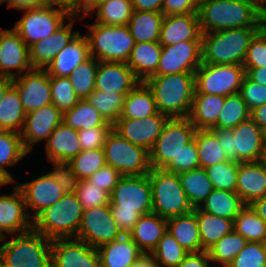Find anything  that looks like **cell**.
Masks as SVG:
<instances>
[{"mask_svg":"<svg viewBox=\"0 0 266 267\" xmlns=\"http://www.w3.org/2000/svg\"><path fill=\"white\" fill-rule=\"evenodd\" d=\"M106 164L123 176H143L150 172L149 151L123 138L113 128L103 146Z\"/></svg>","mask_w":266,"mask_h":267,"instance_id":"cell-10","label":"cell"},{"mask_svg":"<svg viewBox=\"0 0 266 267\" xmlns=\"http://www.w3.org/2000/svg\"><path fill=\"white\" fill-rule=\"evenodd\" d=\"M239 94L250 111L266 104V86L252 81L246 74L243 78Z\"/></svg>","mask_w":266,"mask_h":267,"instance_id":"cell-55","label":"cell"},{"mask_svg":"<svg viewBox=\"0 0 266 267\" xmlns=\"http://www.w3.org/2000/svg\"><path fill=\"white\" fill-rule=\"evenodd\" d=\"M139 82L126 63H98L95 90L126 96Z\"/></svg>","mask_w":266,"mask_h":267,"instance_id":"cell-24","label":"cell"},{"mask_svg":"<svg viewBox=\"0 0 266 267\" xmlns=\"http://www.w3.org/2000/svg\"><path fill=\"white\" fill-rule=\"evenodd\" d=\"M25 116L26 111L18 91L12 85L6 91L0 104V131H11L21 134Z\"/></svg>","mask_w":266,"mask_h":267,"instance_id":"cell-38","label":"cell"},{"mask_svg":"<svg viewBox=\"0 0 266 267\" xmlns=\"http://www.w3.org/2000/svg\"><path fill=\"white\" fill-rule=\"evenodd\" d=\"M97 250L101 267H131L144 254L129 234H122Z\"/></svg>","mask_w":266,"mask_h":267,"instance_id":"cell-29","label":"cell"},{"mask_svg":"<svg viewBox=\"0 0 266 267\" xmlns=\"http://www.w3.org/2000/svg\"><path fill=\"white\" fill-rule=\"evenodd\" d=\"M11 182H13V180L2 169H0V186Z\"/></svg>","mask_w":266,"mask_h":267,"instance_id":"cell-74","label":"cell"},{"mask_svg":"<svg viewBox=\"0 0 266 267\" xmlns=\"http://www.w3.org/2000/svg\"><path fill=\"white\" fill-rule=\"evenodd\" d=\"M201 33L258 27V7L251 0H212L198 7Z\"/></svg>","mask_w":266,"mask_h":267,"instance_id":"cell-3","label":"cell"},{"mask_svg":"<svg viewBox=\"0 0 266 267\" xmlns=\"http://www.w3.org/2000/svg\"><path fill=\"white\" fill-rule=\"evenodd\" d=\"M245 74L254 82L266 86V67L244 68Z\"/></svg>","mask_w":266,"mask_h":267,"instance_id":"cell-68","label":"cell"},{"mask_svg":"<svg viewBox=\"0 0 266 267\" xmlns=\"http://www.w3.org/2000/svg\"><path fill=\"white\" fill-rule=\"evenodd\" d=\"M91 57L88 39L80 32L55 56L46 68L49 76L69 77L74 70Z\"/></svg>","mask_w":266,"mask_h":267,"instance_id":"cell-27","label":"cell"},{"mask_svg":"<svg viewBox=\"0 0 266 267\" xmlns=\"http://www.w3.org/2000/svg\"><path fill=\"white\" fill-rule=\"evenodd\" d=\"M26 208L24 195L16 185L12 195L0 196V241L7 236L3 232L23 234L33 229V220Z\"/></svg>","mask_w":266,"mask_h":267,"instance_id":"cell-19","label":"cell"},{"mask_svg":"<svg viewBox=\"0 0 266 267\" xmlns=\"http://www.w3.org/2000/svg\"><path fill=\"white\" fill-rule=\"evenodd\" d=\"M212 0H195L197 7L201 6L204 3L210 2Z\"/></svg>","mask_w":266,"mask_h":267,"instance_id":"cell-76","label":"cell"},{"mask_svg":"<svg viewBox=\"0 0 266 267\" xmlns=\"http://www.w3.org/2000/svg\"><path fill=\"white\" fill-rule=\"evenodd\" d=\"M251 1L254 2L258 8L266 4V0H251Z\"/></svg>","mask_w":266,"mask_h":267,"instance_id":"cell-75","label":"cell"},{"mask_svg":"<svg viewBox=\"0 0 266 267\" xmlns=\"http://www.w3.org/2000/svg\"><path fill=\"white\" fill-rule=\"evenodd\" d=\"M263 144H264L265 155H266V129L263 131Z\"/></svg>","mask_w":266,"mask_h":267,"instance_id":"cell-77","label":"cell"},{"mask_svg":"<svg viewBox=\"0 0 266 267\" xmlns=\"http://www.w3.org/2000/svg\"><path fill=\"white\" fill-rule=\"evenodd\" d=\"M131 267H160L150 254H143Z\"/></svg>","mask_w":266,"mask_h":267,"instance_id":"cell-71","label":"cell"},{"mask_svg":"<svg viewBox=\"0 0 266 267\" xmlns=\"http://www.w3.org/2000/svg\"><path fill=\"white\" fill-rule=\"evenodd\" d=\"M167 120L166 115L157 112L142 119H118L113 129L132 144L150 151Z\"/></svg>","mask_w":266,"mask_h":267,"instance_id":"cell-18","label":"cell"},{"mask_svg":"<svg viewBox=\"0 0 266 267\" xmlns=\"http://www.w3.org/2000/svg\"><path fill=\"white\" fill-rule=\"evenodd\" d=\"M196 130L188 117L168 118L160 136L149 151L151 168L178 174V156L194 139Z\"/></svg>","mask_w":266,"mask_h":267,"instance_id":"cell-5","label":"cell"},{"mask_svg":"<svg viewBox=\"0 0 266 267\" xmlns=\"http://www.w3.org/2000/svg\"><path fill=\"white\" fill-rule=\"evenodd\" d=\"M199 226L202 248L207 251L220 238L233 230V220L194 208Z\"/></svg>","mask_w":266,"mask_h":267,"instance_id":"cell-36","label":"cell"},{"mask_svg":"<svg viewBox=\"0 0 266 267\" xmlns=\"http://www.w3.org/2000/svg\"><path fill=\"white\" fill-rule=\"evenodd\" d=\"M87 26L91 33L86 36L91 57L99 62L127 63L135 45L127 25L112 26L94 22Z\"/></svg>","mask_w":266,"mask_h":267,"instance_id":"cell-9","label":"cell"},{"mask_svg":"<svg viewBox=\"0 0 266 267\" xmlns=\"http://www.w3.org/2000/svg\"><path fill=\"white\" fill-rule=\"evenodd\" d=\"M158 112L152 90L139 82L126 96L119 119H142Z\"/></svg>","mask_w":266,"mask_h":267,"instance_id":"cell-33","label":"cell"},{"mask_svg":"<svg viewBox=\"0 0 266 267\" xmlns=\"http://www.w3.org/2000/svg\"><path fill=\"white\" fill-rule=\"evenodd\" d=\"M188 253L167 230L150 255L160 267H178Z\"/></svg>","mask_w":266,"mask_h":267,"instance_id":"cell-48","label":"cell"},{"mask_svg":"<svg viewBox=\"0 0 266 267\" xmlns=\"http://www.w3.org/2000/svg\"><path fill=\"white\" fill-rule=\"evenodd\" d=\"M250 118L264 131L266 129V104L251 110Z\"/></svg>","mask_w":266,"mask_h":267,"instance_id":"cell-67","label":"cell"},{"mask_svg":"<svg viewBox=\"0 0 266 267\" xmlns=\"http://www.w3.org/2000/svg\"><path fill=\"white\" fill-rule=\"evenodd\" d=\"M178 176L193 209L199 208L214 190L213 183L210 181L204 168L182 172Z\"/></svg>","mask_w":266,"mask_h":267,"instance_id":"cell-39","label":"cell"},{"mask_svg":"<svg viewBox=\"0 0 266 267\" xmlns=\"http://www.w3.org/2000/svg\"><path fill=\"white\" fill-rule=\"evenodd\" d=\"M62 121L63 113L53 104L26 113L21 132L25 149L30 153L32 146L41 140L48 139Z\"/></svg>","mask_w":266,"mask_h":267,"instance_id":"cell-20","label":"cell"},{"mask_svg":"<svg viewBox=\"0 0 266 267\" xmlns=\"http://www.w3.org/2000/svg\"><path fill=\"white\" fill-rule=\"evenodd\" d=\"M113 126H98L78 130V138L83 151L103 148L106 137Z\"/></svg>","mask_w":266,"mask_h":267,"instance_id":"cell-58","label":"cell"},{"mask_svg":"<svg viewBox=\"0 0 266 267\" xmlns=\"http://www.w3.org/2000/svg\"><path fill=\"white\" fill-rule=\"evenodd\" d=\"M202 64V40H187L162 46L154 75L195 72Z\"/></svg>","mask_w":266,"mask_h":267,"instance_id":"cell-14","label":"cell"},{"mask_svg":"<svg viewBox=\"0 0 266 267\" xmlns=\"http://www.w3.org/2000/svg\"><path fill=\"white\" fill-rule=\"evenodd\" d=\"M91 11H97L95 23L112 26L127 25L133 12L132 0H105Z\"/></svg>","mask_w":266,"mask_h":267,"instance_id":"cell-44","label":"cell"},{"mask_svg":"<svg viewBox=\"0 0 266 267\" xmlns=\"http://www.w3.org/2000/svg\"><path fill=\"white\" fill-rule=\"evenodd\" d=\"M250 113L251 111L239 93L226 96L224 107L218 116L217 123L212 128L233 129L249 119Z\"/></svg>","mask_w":266,"mask_h":267,"instance_id":"cell-47","label":"cell"},{"mask_svg":"<svg viewBox=\"0 0 266 267\" xmlns=\"http://www.w3.org/2000/svg\"><path fill=\"white\" fill-rule=\"evenodd\" d=\"M218 138L223 152L229 160L236 161V152L234 151V135L232 129L211 128Z\"/></svg>","mask_w":266,"mask_h":267,"instance_id":"cell-62","label":"cell"},{"mask_svg":"<svg viewBox=\"0 0 266 267\" xmlns=\"http://www.w3.org/2000/svg\"><path fill=\"white\" fill-rule=\"evenodd\" d=\"M12 85L17 89L26 113L52 104L50 76L46 69H31L13 78Z\"/></svg>","mask_w":266,"mask_h":267,"instance_id":"cell-16","label":"cell"},{"mask_svg":"<svg viewBox=\"0 0 266 267\" xmlns=\"http://www.w3.org/2000/svg\"><path fill=\"white\" fill-rule=\"evenodd\" d=\"M12 86V78L0 76V104L6 91Z\"/></svg>","mask_w":266,"mask_h":267,"instance_id":"cell-73","label":"cell"},{"mask_svg":"<svg viewBox=\"0 0 266 267\" xmlns=\"http://www.w3.org/2000/svg\"><path fill=\"white\" fill-rule=\"evenodd\" d=\"M71 239L51 240V263L55 267H101L100 256L95 247L85 241Z\"/></svg>","mask_w":266,"mask_h":267,"instance_id":"cell-15","label":"cell"},{"mask_svg":"<svg viewBox=\"0 0 266 267\" xmlns=\"http://www.w3.org/2000/svg\"><path fill=\"white\" fill-rule=\"evenodd\" d=\"M247 243L248 240L233 229L207 250L209 259L212 263H218L219 267H226Z\"/></svg>","mask_w":266,"mask_h":267,"instance_id":"cell-41","label":"cell"},{"mask_svg":"<svg viewBox=\"0 0 266 267\" xmlns=\"http://www.w3.org/2000/svg\"><path fill=\"white\" fill-rule=\"evenodd\" d=\"M103 1L105 0H80V14L84 16L90 15L93 18L91 10Z\"/></svg>","mask_w":266,"mask_h":267,"instance_id":"cell-70","label":"cell"},{"mask_svg":"<svg viewBox=\"0 0 266 267\" xmlns=\"http://www.w3.org/2000/svg\"><path fill=\"white\" fill-rule=\"evenodd\" d=\"M74 17L72 15L68 18V24L60 26L54 34L29 47L32 69H46L55 56L79 33V31L72 32Z\"/></svg>","mask_w":266,"mask_h":267,"instance_id":"cell-21","label":"cell"},{"mask_svg":"<svg viewBox=\"0 0 266 267\" xmlns=\"http://www.w3.org/2000/svg\"><path fill=\"white\" fill-rule=\"evenodd\" d=\"M79 180L88 179L92 174L106 165L103 148L81 151L68 162Z\"/></svg>","mask_w":266,"mask_h":267,"instance_id":"cell-50","label":"cell"},{"mask_svg":"<svg viewBox=\"0 0 266 267\" xmlns=\"http://www.w3.org/2000/svg\"><path fill=\"white\" fill-rule=\"evenodd\" d=\"M237 162H258L266 159L263 131L251 119L232 129Z\"/></svg>","mask_w":266,"mask_h":267,"instance_id":"cell-22","label":"cell"},{"mask_svg":"<svg viewBox=\"0 0 266 267\" xmlns=\"http://www.w3.org/2000/svg\"><path fill=\"white\" fill-rule=\"evenodd\" d=\"M194 139L199 156V167L206 168L228 161L219 140L211 130H196Z\"/></svg>","mask_w":266,"mask_h":267,"instance_id":"cell-43","label":"cell"},{"mask_svg":"<svg viewBox=\"0 0 266 267\" xmlns=\"http://www.w3.org/2000/svg\"><path fill=\"white\" fill-rule=\"evenodd\" d=\"M83 211L76 193L65 194L33 219V230L51 240L75 238Z\"/></svg>","mask_w":266,"mask_h":267,"instance_id":"cell-6","label":"cell"},{"mask_svg":"<svg viewBox=\"0 0 266 267\" xmlns=\"http://www.w3.org/2000/svg\"><path fill=\"white\" fill-rule=\"evenodd\" d=\"M233 229L248 242L266 243V223L250 205H245L235 217Z\"/></svg>","mask_w":266,"mask_h":267,"instance_id":"cell-42","label":"cell"},{"mask_svg":"<svg viewBox=\"0 0 266 267\" xmlns=\"http://www.w3.org/2000/svg\"><path fill=\"white\" fill-rule=\"evenodd\" d=\"M187 40H202L198 13L164 15L159 43L170 46Z\"/></svg>","mask_w":266,"mask_h":267,"instance_id":"cell-26","label":"cell"},{"mask_svg":"<svg viewBox=\"0 0 266 267\" xmlns=\"http://www.w3.org/2000/svg\"><path fill=\"white\" fill-rule=\"evenodd\" d=\"M0 267H6V266H4V265L0 262Z\"/></svg>","mask_w":266,"mask_h":267,"instance_id":"cell-78","label":"cell"},{"mask_svg":"<svg viewBox=\"0 0 266 267\" xmlns=\"http://www.w3.org/2000/svg\"><path fill=\"white\" fill-rule=\"evenodd\" d=\"M243 65L202 63L194 72V94L230 96L240 92Z\"/></svg>","mask_w":266,"mask_h":267,"instance_id":"cell-11","label":"cell"},{"mask_svg":"<svg viewBox=\"0 0 266 267\" xmlns=\"http://www.w3.org/2000/svg\"><path fill=\"white\" fill-rule=\"evenodd\" d=\"M225 96L194 94L188 119L197 130H210L224 107Z\"/></svg>","mask_w":266,"mask_h":267,"instance_id":"cell-32","label":"cell"},{"mask_svg":"<svg viewBox=\"0 0 266 267\" xmlns=\"http://www.w3.org/2000/svg\"><path fill=\"white\" fill-rule=\"evenodd\" d=\"M257 215L266 223V195L255 200L250 205Z\"/></svg>","mask_w":266,"mask_h":267,"instance_id":"cell-69","label":"cell"},{"mask_svg":"<svg viewBox=\"0 0 266 267\" xmlns=\"http://www.w3.org/2000/svg\"><path fill=\"white\" fill-rule=\"evenodd\" d=\"M258 32L266 38V4L258 8Z\"/></svg>","mask_w":266,"mask_h":267,"instance_id":"cell-72","label":"cell"},{"mask_svg":"<svg viewBox=\"0 0 266 267\" xmlns=\"http://www.w3.org/2000/svg\"><path fill=\"white\" fill-rule=\"evenodd\" d=\"M31 69L29 47L19 34L13 28L0 30V76L13 79Z\"/></svg>","mask_w":266,"mask_h":267,"instance_id":"cell-17","label":"cell"},{"mask_svg":"<svg viewBox=\"0 0 266 267\" xmlns=\"http://www.w3.org/2000/svg\"><path fill=\"white\" fill-rule=\"evenodd\" d=\"M163 18L161 12L133 11L127 26L135 43L159 42Z\"/></svg>","mask_w":266,"mask_h":267,"instance_id":"cell-35","label":"cell"},{"mask_svg":"<svg viewBox=\"0 0 266 267\" xmlns=\"http://www.w3.org/2000/svg\"><path fill=\"white\" fill-rule=\"evenodd\" d=\"M123 175L110 165H104L97 172L92 174L88 180L97 187H100L103 191L111 194L114 187Z\"/></svg>","mask_w":266,"mask_h":267,"instance_id":"cell-59","label":"cell"},{"mask_svg":"<svg viewBox=\"0 0 266 267\" xmlns=\"http://www.w3.org/2000/svg\"><path fill=\"white\" fill-rule=\"evenodd\" d=\"M28 153L23 145L21 134L11 131H0V169L13 181H15V178L9 174L5 167L17 163Z\"/></svg>","mask_w":266,"mask_h":267,"instance_id":"cell-46","label":"cell"},{"mask_svg":"<svg viewBox=\"0 0 266 267\" xmlns=\"http://www.w3.org/2000/svg\"><path fill=\"white\" fill-rule=\"evenodd\" d=\"M109 204L119 230L129 234L141 215L152 212V188L148 174L122 176L109 195Z\"/></svg>","mask_w":266,"mask_h":267,"instance_id":"cell-1","label":"cell"},{"mask_svg":"<svg viewBox=\"0 0 266 267\" xmlns=\"http://www.w3.org/2000/svg\"><path fill=\"white\" fill-rule=\"evenodd\" d=\"M152 188V212L169 219L193 211L178 174L151 168L148 173Z\"/></svg>","mask_w":266,"mask_h":267,"instance_id":"cell-8","label":"cell"},{"mask_svg":"<svg viewBox=\"0 0 266 267\" xmlns=\"http://www.w3.org/2000/svg\"><path fill=\"white\" fill-rule=\"evenodd\" d=\"M52 104L62 113L73 108L81 99L73 90L69 77L50 76Z\"/></svg>","mask_w":266,"mask_h":267,"instance_id":"cell-52","label":"cell"},{"mask_svg":"<svg viewBox=\"0 0 266 267\" xmlns=\"http://www.w3.org/2000/svg\"><path fill=\"white\" fill-rule=\"evenodd\" d=\"M85 100L98 110L107 123L113 126L120 117L125 95L94 90Z\"/></svg>","mask_w":266,"mask_h":267,"instance_id":"cell-45","label":"cell"},{"mask_svg":"<svg viewBox=\"0 0 266 267\" xmlns=\"http://www.w3.org/2000/svg\"><path fill=\"white\" fill-rule=\"evenodd\" d=\"M167 230L189 253L204 250L194 211L167 219Z\"/></svg>","mask_w":266,"mask_h":267,"instance_id":"cell-34","label":"cell"},{"mask_svg":"<svg viewBox=\"0 0 266 267\" xmlns=\"http://www.w3.org/2000/svg\"><path fill=\"white\" fill-rule=\"evenodd\" d=\"M164 0H132L133 11L161 12Z\"/></svg>","mask_w":266,"mask_h":267,"instance_id":"cell-64","label":"cell"},{"mask_svg":"<svg viewBox=\"0 0 266 267\" xmlns=\"http://www.w3.org/2000/svg\"><path fill=\"white\" fill-rule=\"evenodd\" d=\"M23 10L26 11L25 14L13 29L28 47L54 34L64 24L65 18L72 16L67 10L51 4Z\"/></svg>","mask_w":266,"mask_h":267,"instance_id":"cell-12","label":"cell"},{"mask_svg":"<svg viewBox=\"0 0 266 267\" xmlns=\"http://www.w3.org/2000/svg\"><path fill=\"white\" fill-rule=\"evenodd\" d=\"M48 4L67 10L77 17L80 14V0H47Z\"/></svg>","mask_w":266,"mask_h":267,"instance_id":"cell-65","label":"cell"},{"mask_svg":"<svg viewBox=\"0 0 266 267\" xmlns=\"http://www.w3.org/2000/svg\"><path fill=\"white\" fill-rule=\"evenodd\" d=\"M238 165L239 162L228 160L204 169L214 189L236 192Z\"/></svg>","mask_w":266,"mask_h":267,"instance_id":"cell-51","label":"cell"},{"mask_svg":"<svg viewBox=\"0 0 266 267\" xmlns=\"http://www.w3.org/2000/svg\"><path fill=\"white\" fill-rule=\"evenodd\" d=\"M210 262L207 251L190 252L178 267H211Z\"/></svg>","mask_w":266,"mask_h":267,"instance_id":"cell-63","label":"cell"},{"mask_svg":"<svg viewBox=\"0 0 266 267\" xmlns=\"http://www.w3.org/2000/svg\"><path fill=\"white\" fill-rule=\"evenodd\" d=\"M161 50L159 42L135 43L126 64L140 82H145L156 73Z\"/></svg>","mask_w":266,"mask_h":267,"instance_id":"cell-31","label":"cell"},{"mask_svg":"<svg viewBox=\"0 0 266 267\" xmlns=\"http://www.w3.org/2000/svg\"><path fill=\"white\" fill-rule=\"evenodd\" d=\"M7 2L9 8H16L23 10L26 8H35L48 4L47 0H4Z\"/></svg>","mask_w":266,"mask_h":267,"instance_id":"cell-66","label":"cell"},{"mask_svg":"<svg viewBox=\"0 0 266 267\" xmlns=\"http://www.w3.org/2000/svg\"><path fill=\"white\" fill-rule=\"evenodd\" d=\"M244 207L245 204L236 192L214 189L199 209L234 221Z\"/></svg>","mask_w":266,"mask_h":267,"instance_id":"cell-37","label":"cell"},{"mask_svg":"<svg viewBox=\"0 0 266 267\" xmlns=\"http://www.w3.org/2000/svg\"><path fill=\"white\" fill-rule=\"evenodd\" d=\"M23 193L26 207L32 208L34 214L32 220L45 208L56 203L65 195L61 187L54 181L53 177L47 173L27 183L16 185Z\"/></svg>","mask_w":266,"mask_h":267,"instance_id":"cell-23","label":"cell"},{"mask_svg":"<svg viewBox=\"0 0 266 267\" xmlns=\"http://www.w3.org/2000/svg\"><path fill=\"white\" fill-rule=\"evenodd\" d=\"M52 163L54 169L49 174L53 177L54 181L57 182L65 194L76 193L79 179L74 174L70 164L66 162Z\"/></svg>","mask_w":266,"mask_h":267,"instance_id":"cell-57","label":"cell"},{"mask_svg":"<svg viewBox=\"0 0 266 267\" xmlns=\"http://www.w3.org/2000/svg\"><path fill=\"white\" fill-rule=\"evenodd\" d=\"M74 130L90 129L98 126H112L107 123L98 110L85 99L63 113V121Z\"/></svg>","mask_w":266,"mask_h":267,"instance_id":"cell-40","label":"cell"},{"mask_svg":"<svg viewBox=\"0 0 266 267\" xmlns=\"http://www.w3.org/2000/svg\"><path fill=\"white\" fill-rule=\"evenodd\" d=\"M98 63V60L90 57L69 75L73 90L81 100L86 99L95 90Z\"/></svg>","mask_w":266,"mask_h":267,"instance_id":"cell-49","label":"cell"},{"mask_svg":"<svg viewBox=\"0 0 266 267\" xmlns=\"http://www.w3.org/2000/svg\"><path fill=\"white\" fill-rule=\"evenodd\" d=\"M199 167V156L195 139L185 146L178 156V174Z\"/></svg>","mask_w":266,"mask_h":267,"instance_id":"cell-60","label":"cell"},{"mask_svg":"<svg viewBox=\"0 0 266 267\" xmlns=\"http://www.w3.org/2000/svg\"><path fill=\"white\" fill-rule=\"evenodd\" d=\"M236 193L245 205L266 195V159L258 162H239Z\"/></svg>","mask_w":266,"mask_h":267,"instance_id":"cell-25","label":"cell"},{"mask_svg":"<svg viewBox=\"0 0 266 267\" xmlns=\"http://www.w3.org/2000/svg\"><path fill=\"white\" fill-rule=\"evenodd\" d=\"M198 7L195 0H164L163 15H179L197 13Z\"/></svg>","mask_w":266,"mask_h":267,"instance_id":"cell-61","label":"cell"},{"mask_svg":"<svg viewBox=\"0 0 266 267\" xmlns=\"http://www.w3.org/2000/svg\"><path fill=\"white\" fill-rule=\"evenodd\" d=\"M0 262L6 267H49L51 239L33 229L0 246Z\"/></svg>","mask_w":266,"mask_h":267,"instance_id":"cell-7","label":"cell"},{"mask_svg":"<svg viewBox=\"0 0 266 267\" xmlns=\"http://www.w3.org/2000/svg\"><path fill=\"white\" fill-rule=\"evenodd\" d=\"M258 27L202 33V63L243 65L246 51Z\"/></svg>","mask_w":266,"mask_h":267,"instance_id":"cell-4","label":"cell"},{"mask_svg":"<svg viewBox=\"0 0 266 267\" xmlns=\"http://www.w3.org/2000/svg\"><path fill=\"white\" fill-rule=\"evenodd\" d=\"M145 83L153 92L160 114L168 118L189 116L195 91L194 72L153 75Z\"/></svg>","mask_w":266,"mask_h":267,"instance_id":"cell-2","label":"cell"},{"mask_svg":"<svg viewBox=\"0 0 266 267\" xmlns=\"http://www.w3.org/2000/svg\"><path fill=\"white\" fill-rule=\"evenodd\" d=\"M76 195L84 210L109 204V194L88 179L79 180Z\"/></svg>","mask_w":266,"mask_h":267,"instance_id":"cell-54","label":"cell"},{"mask_svg":"<svg viewBox=\"0 0 266 267\" xmlns=\"http://www.w3.org/2000/svg\"><path fill=\"white\" fill-rule=\"evenodd\" d=\"M122 234L113 218L110 204H105L83 211L79 231L75 238L98 249Z\"/></svg>","mask_w":266,"mask_h":267,"instance_id":"cell-13","label":"cell"},{"mask_svg":"<svg viewBox=\"0 0 266 267\" xmlns=\"http://www.w3.org/2000/svg\"><path fill=\"white\" fill-rule=\"evenodd\" d=\"M46 154L51 162L68 163L81 151L78 130L60 123L46 141Z\"/></svg>","mask_w":266,"mask_h":267,"instance_id":"cell-28","label":"cell"},{"mask_svg":"<svg viewBox=\"0 0 266 267\" xmlns=\"http://www.w3.org/2000/svg\"><path fill=\"white\" fill-rule=\"evenodd\" d=\"M226 267H266V243L248 242Z\"/></svg>","mask_w":266,"mask_h":267,"instance_id":"cell-53","label":"cell"},{"mask_svg":"<svg viewBox=\"0 0 266 267\" xmlns=\"http://www.w3.org/2000/svg\"><path fill=\"white\" fill-rule=\"evenodd\" d=\"M167 231V219L156 213L141 215L129 233L144 254H151Z\"/></svg>","mask_w":266,"mask_h":267,"instance_id":"cell-30","label":"cell"},{"mask_svg":"<svg viewBox=\"0 0 266 267\" xmlns=\"http://www.w3.org/2000/svg\"><path fill=\"white\" fill-rule=\"evenodd\" d=\"M244 68L266 67V38L257 32L246 51Z\"/></svg>","mask_w":266,"mask_h":267,"instance_id":"cell-56","label":"cell"}]
</instances>
